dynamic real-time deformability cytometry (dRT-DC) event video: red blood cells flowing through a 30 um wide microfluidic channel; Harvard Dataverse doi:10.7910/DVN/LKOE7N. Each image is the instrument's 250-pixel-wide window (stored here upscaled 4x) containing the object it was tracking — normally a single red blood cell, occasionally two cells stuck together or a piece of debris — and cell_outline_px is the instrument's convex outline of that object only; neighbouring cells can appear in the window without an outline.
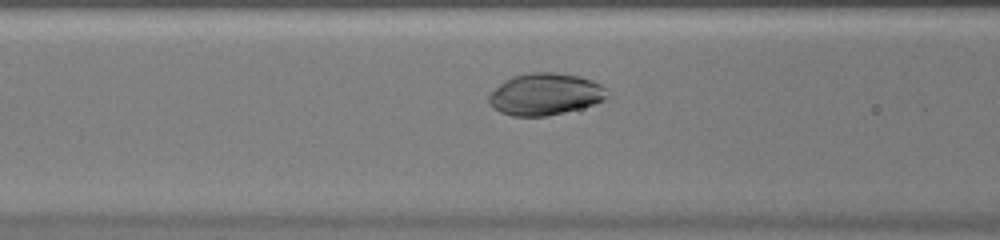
{"species": "common noctule bat (a hibernating species)", "species_latin": "Nyctalus noctula", "temperature_condition": "warm", "stored_images_in_passage": 41, "camera_frame_rate_fps": 3000, "um_per_image_px": 0.085, "animal": {"sex": "female", "body_mass_g": 20.0, "forearm_length_mm": 54.0}, "frame": {"image": 1, "passage_image": 13, "time_ms": 4.0, "image_size_px": [1000, 240], "cell_outline_px": [[608, 96], [604, 100], [596, 104], [548, 116], [512, 116], [500, 112], [492, 108], [488, 100], [488, 96], [504, 80], [512, 76], [528, 72], [556, 72], [580, 76], [592, 80], [600, 84], [604, 88]], "centroid_in_image_um": [46.33, 8.0], "position_along_channel_um": 120.3, "area_um2": 29.02}}
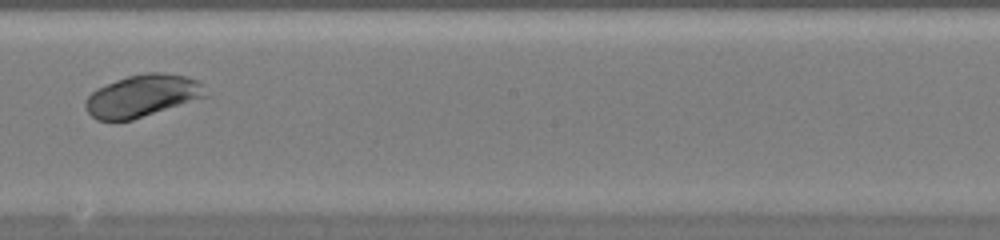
{"frame": {"image": 2, "passage_image": 21, "time_ms": 6.667, "image_size_px": [1000, 240], "cell_outline_px": [[212, 96], [132, 120], [96, 120], [88, 112], [84, 104], [84, 100], [96, 88], [116, 80], [128, 76], [148, 72], [164, 72], [188, 76], [196, 80]], "centroid_in_image_um": [12.15, 8.14], "position_along_channel_um": 236.1, "area_um2": 29.88}}
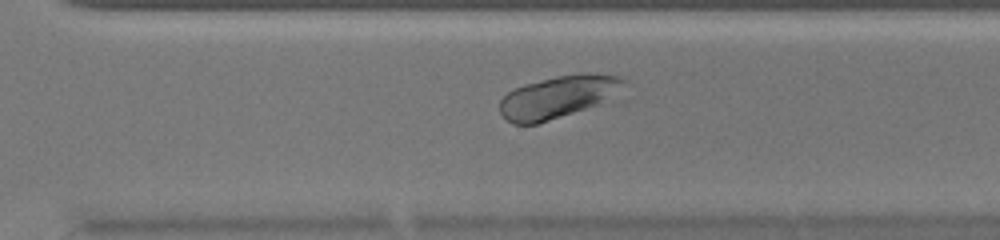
{"frame": {"image": 3, "passage_image": 27, "time_ms": 8.667, "image_size_px": [1000, 240], "cell_outline_px": [[628, 84], [600, 104], [536, 124], [512, 124], [500, 112], [500, 100], [508, 92], [524, 84], [556, 76], [620, 76], [628, 80]], "centroid_in_image_um": [47.39, 8.27], "position_along_channel_um": 323.2, "area_um2": 29.59}}